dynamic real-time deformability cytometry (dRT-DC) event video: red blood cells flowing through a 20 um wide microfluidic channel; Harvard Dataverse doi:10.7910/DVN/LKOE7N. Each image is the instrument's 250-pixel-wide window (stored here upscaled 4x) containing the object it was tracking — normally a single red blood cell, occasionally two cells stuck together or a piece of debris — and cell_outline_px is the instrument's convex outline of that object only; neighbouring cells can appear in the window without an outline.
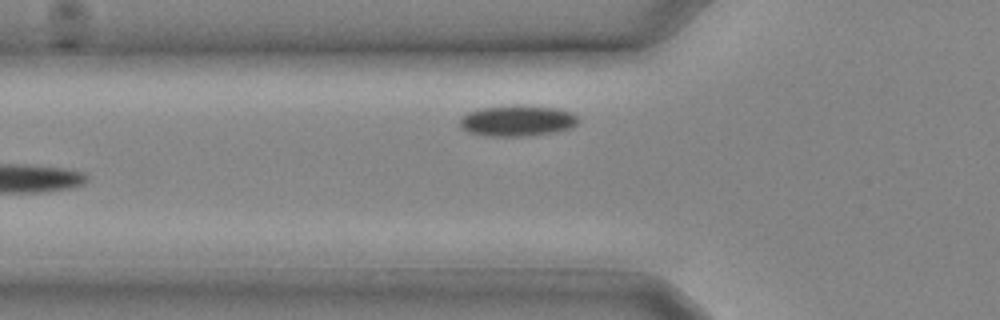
{"species": "common noctule bat (a hibernating species)", "species_latin": "Nyctalus noctula", "temperature_condition": "cold", "stored_images_in_passage": 7, "camera_frame_rate_fps": 3000, "um_per_image_px": 0.085, "animal": {"sex": "male", "body_mass_g": 20.4}, "frame": {"image": 1, "passage_image": 7, "time_ms": 2.0, "image_size_px": [1000, 320], "cell_outline_px": [[580, 120], [572, 128], [556, 132], [528, 136], [484, 136], [468, 132], [460, 124], [460, 120], [468, 112], [480, 108], [512, 104], [520, 104], [556, 108], [572, 112]], "centroid_in_image_um": [44.0, 10.25], "position_along_channel_um": 81.8, "area_um2": 21.68}}